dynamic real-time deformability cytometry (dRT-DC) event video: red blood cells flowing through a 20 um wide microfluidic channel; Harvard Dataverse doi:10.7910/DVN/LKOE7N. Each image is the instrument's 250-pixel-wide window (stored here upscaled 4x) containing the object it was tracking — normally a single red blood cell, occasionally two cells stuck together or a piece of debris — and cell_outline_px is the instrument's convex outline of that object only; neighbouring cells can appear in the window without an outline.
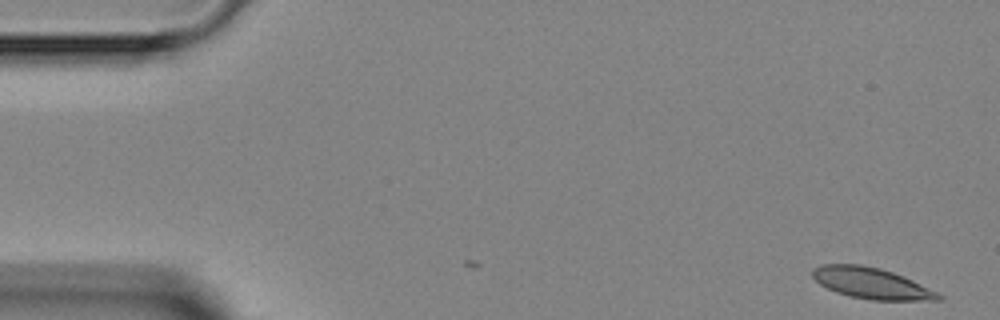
{"species": "Egyptian fruit bat (a non-hibernating species)", "species_latin": "Rousettus aegyptiacus", "temperature_condition": "room temperature", "stored_images_in_passage": 5, "segment_of_instrument_passage": [1, 2], "camera_frame_rate_fps": 3000, "um_per_image_px": 0.085, "animal": {"sex": "female"}, "frame": {"image": 1, "passage_image": 1, "time_ms": 0.0, "image_size_px": [1000, 320], "cell_outline_px": [[944, 300], [872, 300], [848, 296], [836, 292], [820, 284], [812, 276], [812, 268], [820, 264], [860, 264], [880, 268], [892, 272], [912, 280], [944, 296]], "centroid_in_image_um": [74.04, 24.07], "position_along_channel_um": 11.0, "area_um2": 22.72}}